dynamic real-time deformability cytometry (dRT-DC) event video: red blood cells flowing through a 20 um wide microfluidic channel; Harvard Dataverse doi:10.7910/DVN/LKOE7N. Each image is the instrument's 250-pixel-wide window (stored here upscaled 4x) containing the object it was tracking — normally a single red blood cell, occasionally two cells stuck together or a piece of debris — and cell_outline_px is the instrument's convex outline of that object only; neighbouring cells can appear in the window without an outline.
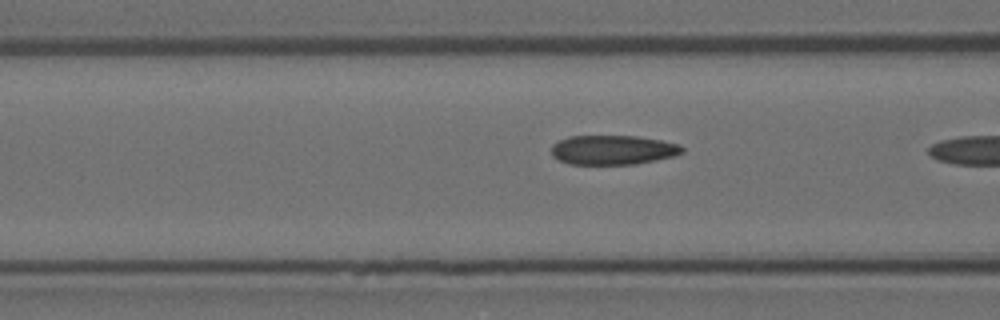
{"species": "Egyptian fruit bat (a non-hibernating species)", "species_latin": "Rousettus aegyptiacus", "temperature_condition": "room temperature", "stored_images_in_passage": 16, "camera_frame_rate_fps": 3000, "um_per_image_px": 0.085, "animal": {"sex": "female"}, "frame": {"image": 1, "passage_image": 15, "time_ms": 4.667, "image_size_px": [1000, 320], "cell_outline_px": [[684, 152], [672, 156], [656, 160], [636, 164], [568, 164], [552, 156], [552, 144], [568, 136], [636, 136], [660, 140], [680, 144], [684, 148]], "centroid_in_image_um": [52.1, 12.74], "position_along_channel_um": 114.5, "area_um2": 22.43}}